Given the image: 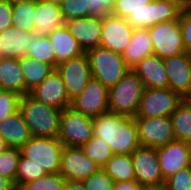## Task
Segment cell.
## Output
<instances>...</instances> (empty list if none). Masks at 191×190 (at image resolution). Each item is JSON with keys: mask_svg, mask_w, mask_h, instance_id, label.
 I'll use <instances>...</instances> for the list:
<instances>
[{"mask_svg": "<svg viewBox=\"0 0 191 190\" xmlns=\"http://www.w3.org/2000/svg\"><path fill=\"white\" fill-rule=\"evenodd\" d=\"M93 136L103 139L114 154H131L140 146L135 119L109 111L93 118Z\"/></svg>", "mask_w": 191, "mask_h": 190, "instance_id": "obj_1", "label": "cell"}, {"mask_svg": "<svg viewBox=\"0 0 191 190\" xmlns=\"http://www.w3.org/2000/svg\"><path fill=\"white\" fill-rule=\"evenodd\" d=\"M19 110L32 136L58 137L62 110L46 105L30 94L20 97Z\"/></svg>", "mask_w": 191, "mask_h": 190, "instance_id": "obj_2", "label": "cell"}, {"mask_svg": "<svg viewBox=\"0 0 191 190\" xmlns=\"http://www.w3.org/2000/svg\"><path fill=\"white\" fill-rule=\"evenodd\" d=\"M144 90L143 81L130 70L117 84L108 89L109 112L134 118Z\"/></svg>", "mask_w": 191, "mask_h": 190, "instance_id": "obj_3", "label": "cell"}, {"mask_svg": "<svg viewBox=\"0 0 191 190\" xmlns=\"http://www.w3.org/2000/svg\"><path fill=\"white\" fill-rule=\"evenodd\" d=\"M85 53L92 77L98 79L108 89L117 84L131 70L126 65L122 54L109 49L97 47Z\"/></svg>", "mask_w": 191, "mask_h": 190, "instance_id": "obj_4", "label": "cell"}, {"mask_svg": "<svg viewBox=\"0 0 191 190\" xmlns=\"http://www.w3.org/2000/svg\"><path fill=\"white\" fill-rule=\"evenodd\" d=\"M64 145L58 137L32 136L21 148V155L43 167L47 173H59Z\"/></svg>", "mask_w": 191, "mask_h": 190, "instance_id": "obj_5", "label": "cell"}, {"mask_svg": "<svg viewBox=\"0 0 191 190\" xmlns=\"http://www.w3.org/2000/svg\"><path fill=\"white\" fill-rule=\"evenodd\" d=\"M93 137V118L67 107L62 110L58 140L69 147H81Z\"/></svg>", "mask_w": 191, "mask_h": 190, "instance_id": "obj_6", "label": "cell"}, {"mask_svg": "<svg viewBox=\"0 0 191 190\" xmlns=\"http://www.w3.org/2000/svg\"><path fill=\"white\" fill-rule=\"evenodd\" d=\"M183 100L170 88H145L134 118L170 117Z\"/></svg>", "mask_w": 191, "mask_h": 190, "instance_id": "obj_7", "label": "cell"}, {"mask_svg": "<svg viewBox=\"0 0 191 190\" xmlns=\"http://www.w3.org/2000/svg\"><path fill=\"white\" fill-rule=\"evenodd\" d=\"M153 54L161 59L185 53L179 19L160 22L148 28Z\"/></svg>", "mask_w": 191, "mask_h": 190, "instance_id": "obj_8", "label": "cell"}, {"mask_svg": "<svg viewBox=\"0 0 191 190\" xmlns=\"http://www.w3.org/2000/svg\"><path fill=\"white\" fill-rule=\"evenodd\" d=\"M182 8L172 1L152 0L142 9L130 13L126 20L134 28H149L160 22L179 19Z\"/></svg>", "mask_w": 191, "mask_h": 190, "instance_id": "obj_9", "label": "cell"}, {"mask_svg": "<svg viewBox=\"0 0 191 190\" xmlns=\"http://www.w3.org/2000/svg\"><path fill=\"white\" fill-rule=\"evenodd\" d=\"M134 119L140 146L159 148L175 140L170 117Z\"/></svg>", "mask_w": 191, "mask_h": 190, "instance_id": "obj_10", "label": "cell"}, {"mask_svg": "<svg viewBox=\"0 0 191 190\" xmlns=\"http://www.w3.org/2000/svg\"><path fill=\"white\" fill-rule=\"evenodd\" d=\"M56 70L61 74L70 101L84 90L92 78L86 53L59 63Z\"/></svg>", "mask_w": 191, "mask_h": 190, "instance_id": "obj_11", "label": "cell"}, {"mask_svg": "<svg viewBox=\"0 0 191 190\" xmlns=\"http://www.w3.org/2000/svg\"><path fill=\"white\" fill-rule=\"evenodd\" d=\"M70 107L85 116L98 117L109 111L108 88L92 77L84 90L71 101Z\"/></svg>", "mask_w": 191, "mask_h": 190, "instance_id": "obj_12", "label": "cell"}, {"mask_svg": "<svg viewBox=\"0 0 191 190\" xmlns=\"http://www.w3.org/2000/svg\"><path fill=\"white\" fill-rule=\"evenodd\" d=\"M134 27L112 14L102 19L100 47L122 54L131 42Z\"/></svg>", "mask_w": 191, "mask_h": 190, "instance_id": "obj_13", "label": "cell"}, {"mask_svg": "<svg viewBox=\"0 0 191 190\" xmlns=\"http://www.w3.org/2000/svg\"><path fill=\"white\" fill-rule=\"evenodd\" d=\"M131 158L134 167L135 180L142 186L165 184L156 148L138 146Z\"/></svg>", "mask_w": 191, "mask_h": 190, "instance_id": "obj_14", "label": "cell"}, {"mask_svg": "<svg viewBox=\"0 0 191 190\" xmlns=\"http://www.w3.org/2000/svg\"><path fill=\"white\" fill-rule=\"evenodd\" d=\"M168 88L186 99L191 94V54L188 52L163 59Z\"/></svg>", "mask_w": 191, "mask_h": 190, "instance_id": "obj_15", "label": "cell"}, {"mask_svg": "<svg viewBox=\"0 0 191 190\" xmlns=\"http://www.w3.org/2000/svg\"><path fill=\"white\" fill-rule=\"evenodd\" d=\"M100 169L101 167L88 158L80 147H63L59 173L66 180L83 181Z\"/></svg>", "mask_w": 191, "mask_h": 190, "instance_id": "obj_16", "label": "cell"}, {"mask_svg": "<svg viewBox=\"0 0 191 190\" xmlns=\"http://www.w3.org/2000/svg\"><path fill=\"white\" fill-rule=\"evenodd\" d=\"M163 179L166 180L179 170L191 167L190 143L174 140L156 148Z\"/></svg>", "mask_w": 191, "mask_h": 190, "instance_id": "obj_17", "label": "cell"}, {"mask_svg": "<svg viewBox=\"0 0 191 190\" xmlns=\"http://www.w3.org/2000/svg\"><path fill=\"white\" fill-rule=\"evenodd\" d=\"M29 94L36 100L60 110L71 106L61 74L56 69Z\"/></svg>", "mask_w": 191, "mask_h": 190, "instance_id": "obj_18", "label": "cell"}, {"mask_svg": "<svg viewBox=\"0 0 191 190\" xmlns=\"http://www.w3.org/2000/svg\"><path fill=\"white\" fill-rule=\"evenodd\" d=\"M69 33L77 40L84 52L100 47L102 19L87 16L65 21Z\"/></svg>", "mask_w": 191, "mask_h": 190, "instance_id": "obj_19", "label": "cell"}, {"mask_svg": "<svg viewBox=\"0 0 191 190\" xmlns=\"http://www.w3.org/2000/svg\"><path fill=\"white\" fill-rule=\"evenodd\" d=\"M144 83L145 88H168V76L163 59L150 55L131 69Z\"/></svg>", "mask_w": 191, "mask_h": 190, "instance_id": "obj_20", "label": "cell"}, {"mask_svg": "<svg viewBox=\"0 0 191 190\" xmlns=\"http://www.w3.org/2000/svg\"><path fill=\"white\" fill-rule=\"evenodd\" d=\"M34 15L35 27L32 34L37 37L48 36L65 23L60 5L37 1Z\"/></svg>", "mask_w": 191, "mask_h": 190, "instance_id": "obj_21", "label": "cell"}, {"mask_svg": "<svg viewBox=\"0 0 191 190\" xmlns=\"http://www.w3.org/2000/svg\"><path fill=\"white\" fill-rule=\"evenodd\" d=\"M33 34L15 27H9L0 33V50L2 57L20 59L27 55V47Z\"/></svg>", "mask_w": 191, "mask_h": 190, "instance_id": "obj_22", "label": "cell"}, {"mask_svg": "<svg viewBox=\"0 0 191 190\" xmlns=\"http://www.w3.org/2000/svg\"><path fill=\"white\" fill-rule=\"evenodd\" d=\"M48 38L55 53V69L59 63L85 53L77 40L69 33L65 24L53 30Z\"/></svg>", "mask_w": 191, "mask_h": 190, "instance_id": "obj_23", "label": "cell"}, {"mask_svg": "<svg viewBox=\"0 0 191 190\" xmlns=\"http://www.w3.org/2000/svg\"><path fill=\"white\" fill-rule=\"evenodd\" d=\"M0 136L9 148L18 149L32 137L20 110L0 122Z\"/></svg>", "mask_w": 191, "mask_h": 190, "instance_id": "obj_24", "label": "cell"}, {"mask_svg": "<svg viewBox=\"0 0 191 190\" xmlns=\"http://www.w3.org/2000/svg\"><path fill=\"white\" fill-rule=\"evenodd\" d=\"M153 54L148 28H134L130 44L122 53L126 65L133 69L141 60Z\"/></svg>", "mask_w": 191, "mask_h": 190, "instance_id": "obj_25", "label": "cell"}, {"mask_svg": "<svg viewBox=\"0 0 191 190\" xmlns=\"http://www.w3.org/2000/svg\"><path fill=\"white\" fill-rule=\"evenodd\" d=\"M0 89L19 96L25 95V78L20 69L19 59L0 58Z\"/></svg>", "mask_w": 191, "mask_h": 190, "instance_id": "obj_26", "label": "cell"}, {"mask_svg": "<svg viewBox=\"0 0 191 190\" xmlns=\"http://www.w3.org/2000/svg\"><path fill=\"white\" fill-rule=\"evenodd\" d=\"M19 63L25 78V94H29L55 70L51 65L28 56L20 58Z\"/></svg>", "mask_w": 191, "mask_h": 190, "instance_id": "obj_27", "label": "cell"}, {"mask_svg": "<svg viewBox=\"0 0 191 190\" xmlns=\"http://www.w3.org/2000/svg\"><path fill=\"white\" fill-rule=\"evenodd\" d=\"M102 169L115 182L135 180L131 154H114Z\"/></svg>", "mask_w": 191, "mask_h": 190, "instance_id": "obj_28", "label": "cell"}, {"mask_svg": "<svg viewBox=\"0 0 191 190\" xmlns=\"http://www.w3.org/2000/svg\"><path fill=\"white\" fill-rule=\"evenodd\" d=\"M175 140L191 142V104L184 99L170 116Z\"/></svg>", "mask_w": 191, "mask_h": 190, "instance_id": "obj_29", "label": "cell"}, {"mask_svg": "<svg viewBox=\"0 0 191 190\" xmlns=\"http://www.w3.org/2000/svg\"><path fill=\"white\" fill-rule=\"evenodd\" d=\"M37 61L47 63L55 69V53L48 36H32L31 43L27 47V55Z\"/></svg>", "mask_w": 191, "mask_h": 190, "instance_id": "obj_30", "label": "cell"}, {"mask_svg": "<svg viewBox=\"0 0 191 190\" xmlns=\"http://www.w3.org/2000/svg\"><path fill=\"white\" fill-rule=\"evenodd\" d=\"M35 10L36 2L14 4L12 26L32 33L35 27Z\"/></svg>", "mask_w": 191, "mask_h": 190, "instance_id": "obj_31", "label": "cell"}, {"mask_svg": "<svg viewBox=\"0 0 191 190\" xmlns=\"http://www.w3.org/2000/svg\"><path fill=\"white\" fill-rule=\"evenodd\" d=\"M83 153L101 168L113 157L109 145L98 137L93 136L86 144L80 147Z\"/></svg>", "mask_w": 191, "mask_h": 190, "instance_id": "obj_32", "label": "cell"}, {"mask_svg": "<svg viewBox=\"0 0 191 190\" xmlns=\"http://www.w3.org/2000/svg\"><path fill=\"white\" fill-rule=\"evenodd\" d=\"M46 174L47 172L43 169V167L36 165L31 159H26L21 155L15 178V189L42 178Z\"/></svg>", "mask_w": 191, "mask_h": 190, "instance_id": "obj_33", "label": "cell"}, {"mask_svg": "<svg viewBox=\"0 0 191 190\" xmlns=\"http://www.w3.org/2000/svg\"><path fill=\"white\" fill-rule=\"evenodd\" d=\"M21 151L18 148H8L0 154V175L9 179L15 187V178Z\"/></svg>", "mask_w": 191, "mask_h": 190, "instance_id": "obj_34", "label": "cell"}, {"mask_svg": "<svg viewBox=\"0 0 191 190\" xmlns=\"http://www.w3.org/2000/svg\"><path fill=\"white\" fill-rule=\"evenodd\" d=\"M60 8L64 21L90 16L89 0H62Z\"/></svg>", "mask_w": 191, "mask_h": 190, "instance_id": "obj_35", "label": "cell"}, {"mask_svg": "<svg viewBox=\"0 0 191 190\" xmlns=\"http://www.w3.org/2000/svg\"><path fill=\"white\" fill-rule=\"evenodd\" d=\"M66 179L60 173H47L44 177L25 184L26 190H64Z\"/></svg>", "mask_w": 191, "mask_h": 190, "instance_id": "obj_36", "label": "cell"}, {"mask_svg": "<svg viewBox=\"0 0 191 190\" xmlns=\"http://www.w3.org/2000/svg\"><path fill=\"white\" fill-rule=\"evenodd\" d=\"M20 97L10 91H0V122L19 110Z\"/></svg>", "mask_w": 191, "mask_h": 190, "instance_id": "obj_37", "label": "cell"}, {"mask_svg": "<svg viewBox=\"0 0 191 190\" xmlns=\"http://www.w3.org/2000/svg\"><path fill=\"white\" fill-rule=\"evenodd\" d=\"M166 190H191V167L179 170L165 180Z\"/></svg>", "mask_w": 191, "mask_h": 190, "instance_id": "obj_38", "label": "cell"}, {"mask_svg": "<svg viewBox=\"0 0 191 190\" xmlns=\"http://www.w3.org/2000/svg\"><path fill=\"white\" fill-rule=\"evenodd\" d=\"M83 182L87 190H111L115 183L102 168Z\"/></svg>", "mask_w": 191, "mask_h": 190, "instance_id": "obj_39", "label": "cell"}, {"mask_svg": "<svg viewBox=\"0 0 191 190\" xmlns=\"http://www.w3.org/2000/svg\"><path fill=\"white\" fill-rule=\"evenodd\" d=\"M151 1L152 0H117L112 9V15L127 18L130 13L139 11L144 5Z\"/></svg>", "mask_w": 191, "mask_h": 190, "instance_id": "obj_40", "label": "cell"}, {"mask_svg": "<svg viewBox=\"0 0 191 190\" xmlns=\"http://www.w3.org/2000/svg\"><path fill=\"white\" fill-rule=\"evenodd\" d=\"M179 22L186 52L191 54V11L187 7L181 10Z\"/></svg>", "mask_w": 191, "mask_h": 190, "instance_id": "obj_41", "label": "cell"}, {"mask_svg": "<svg viewBox=\"0 0 191 190\" xmlns=\"http://www.w3.org/2000/svg\"><path fill=\"white\" fill-rule=\"evenodd\" d=\"M117 0H89L90 16L105 18L112 14V9Z\"/></svg>", "mask_w": 191, "mask_h": 190, "instance_id": "obj_42", "label": "cell"}, {"mask_svg": "<svg viewBox=\"0 0 191 190\" xmlns=\"http://www.w3.org/2000/svg\"><path fill=\"white\" fill-rule=\"evenodd\" d=\"M13 5L8 0H0V33L12 27Z\"/></svg>", "mask_w": 191, "mask_h": 190, "instance_id": "obj_43", "label": "cell"}, {"mask_svg": "<svg viewBox=\"0 0 191 190\" xmlns=\"http://www.w3.org/2000/svg\"><path fill=\"white\" fill-rule=\"evenodd\" d=\"M142 185L136 181L115 182L111 190H140Z\"/></svg>", "mask_w": 191, "mask_h": 190, "instance_id": "obj_44", "label": "cell"}, {"mask_svg": "<svg viewBox=\"0 0 191 190\" xmlns=\"http://www.w3.org/2000/svg\"><path fill=\"white\" fill-rule=\"evenodd\" d=\"M64 190H87L83 181L66 180Z\"/></svg>", "mask_w": 191, "mask_h": 190, "instance_id": "obj_45", "label": "cell"}, {"mask_svg": "<svg viewBox=\"0 0 191 190\" xmlns=\"http://www.w3.org/2000/svg\"><path fill=\"white\" fill-rule=\"evenodd\" d=\"M0 190H15V187L9 179L0 175Z\"/></svg>", "mask_w": 191, "mask_h": 190, "instance_id": "obj_46", "label": "cell"}, {"mask_svg": "<svg viewBox=\"0 0 191 190\" xmlns=\"http://www.w3.org/2000/svg\"><path fill=\"white\" fill-rule=\"evenodd\" d=\"M140 190H166L165 184L160 185H144Z\"/></svg>", "mask_w": 191, "mask_h": 190, "instance_id": "obj_47", "label": "cell"}, {"mask_svg": "<svg viewBox=\"0 0 191 190\" xmlns=\"http://www.w3.org/2000/svg\"><path fill=\"white\" fill-rule=\"evenodd\" d=\"M167 1H172L174 3H177L182 9L188 6L187 0H167Z\"/></svg>", "mask_w": 191, "mask_h": 190, "instance_id": "obj_48", "label": "cell"}, {"mask_svg": "<svg viewBox=\"0 0 191 190\" xmlns=\"http://www.w3.org/2000/svg\"><path fill=\"white\" fill-rule=\"evenodd\" d=\"M8 148H9L8 145L3 140V138L0 136V154L5 152Z\"/></svg>", "mask_w": 191, "mask_h": 190, "instance_id": "obj_49", "label": "cell"}, {"mask_svg": "<svg viewBox=\"0 0 191 190\" xmlns=\"http://www.w3.org/2000/svg\"><path fill=\"white\" fill-rule=\"evenodd\" d=\"M12 5L24 2H37L38 0H8Z\"/></svg>", "mask_w": 191, "mask_h": 190, "instance_id": "obj_50", "label": "cell"}, {"mask_svg": "<svg viewBox=\"0 0 191 190\" xmlns=\"http://www.w3.org/2000/svg\"><path fill=\"white\" fill-rule=\"evenodd\" d=\"M41 2H45V3H51V4H56V5H60L62 0H38Z\"/></svg>", "mask_w": 191, "mask_h": 190, "instance_id": "obj_51", "label": "cell"}, {"mask_svg": "<svg viewBox=\"0 0 191 190\" xmlns=\"http://www.w3.org/2000/svg\"><path fill=\"white\" fill-rule=\"evenodd\" d=\"M187 8L191 11V0L188 1V6Z\"/></svg>", "mask_w": 191, "mask_h": 190, "instance_id": "obj_52", "label": "cell"}, {"mask_svg": "<svg viewBox=\"0 0 191 190\" xmlns=\"http://www.w3.org/2000/svg\"><path fill=\"white\" fill-rule=\"evenodd\" d=\"M186 100L191 104V94L186 98Z\"/></svg>", "mask_w": 191, "mask_h": 190, "instance_id": "obj_53", "label": "cell"}, {"mask_svg": "<svg viewBox=\"0 0 191 190\" xmlns=\"http://www.w3.org/2000/svg\"><path fill=\"white\" fill-rule=\"evenodd\" d=\"M15 190H26L24 187L16 188Z\"/></svg>", "mask_w": 191, "mask_h": 190, "instance_id": "obj_54", "label": "cell"}]
</instances>
